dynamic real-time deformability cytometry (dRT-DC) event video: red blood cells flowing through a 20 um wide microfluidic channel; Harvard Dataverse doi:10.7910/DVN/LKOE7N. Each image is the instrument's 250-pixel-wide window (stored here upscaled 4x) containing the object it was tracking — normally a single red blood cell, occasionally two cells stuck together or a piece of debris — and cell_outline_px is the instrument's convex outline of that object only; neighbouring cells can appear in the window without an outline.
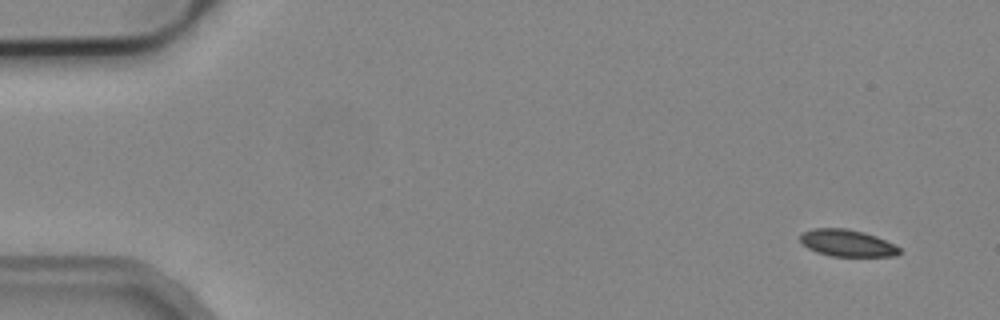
{"species": "common noctule bat (a hibernating species)", "species_latin": "Nyctalus noctula", "temperature_condition": "cold", "stored_images_in_passage": 4, "camera_frame_rate_fps": 3000, "um_per_image_px": 0.085, "animal": {"sex": "male", "body_mass_g": 19.2, "forearm_length_mm": 51.8}, "frame": {"image": 1, "passage_image": 1, "time_ms": 0.0, "image_size_px": [1000, 320], "cell_outline_px": [[900, 252], [896, 256], [828, 256], [816, 252], [808, 248], [800, 240], [800, 236], [804, 232], [812, 228], [848, 228], [864, 232], [876, 236], [900, 248]], "centroid_in_image_um": [71.99, 20.66], "position_along_channel_um": 13.0, "area_um2": 15.49}}
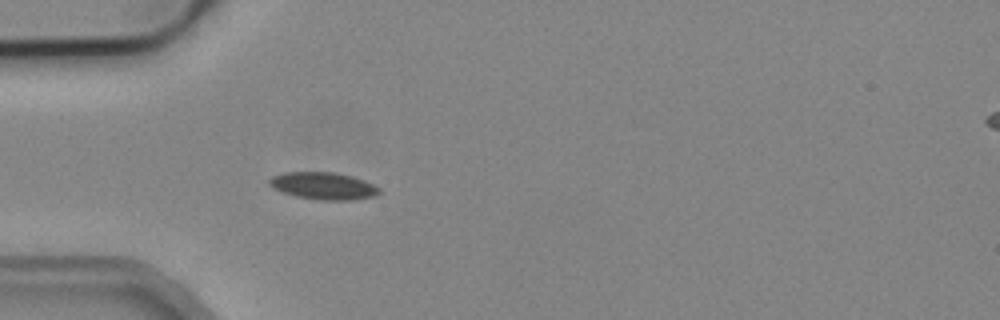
{"frame": {"image": 2, "passage_image": 4, "time_ms": 4.333, "image_size_px": [1000, 320], "cell_outline_px": [[380, 192], [376, 196], [352, 200], [320, 200], [296, 196], [284, 192], [268, 184], [268, 180], [272, 176], [284, 172], [332, 172], [352, 176], [364, 180], [380, 188]], "centroid_in_image_um": [27.51, 15.8], "position_along_channel_um": 57.5, "area_um2": 17.34}}